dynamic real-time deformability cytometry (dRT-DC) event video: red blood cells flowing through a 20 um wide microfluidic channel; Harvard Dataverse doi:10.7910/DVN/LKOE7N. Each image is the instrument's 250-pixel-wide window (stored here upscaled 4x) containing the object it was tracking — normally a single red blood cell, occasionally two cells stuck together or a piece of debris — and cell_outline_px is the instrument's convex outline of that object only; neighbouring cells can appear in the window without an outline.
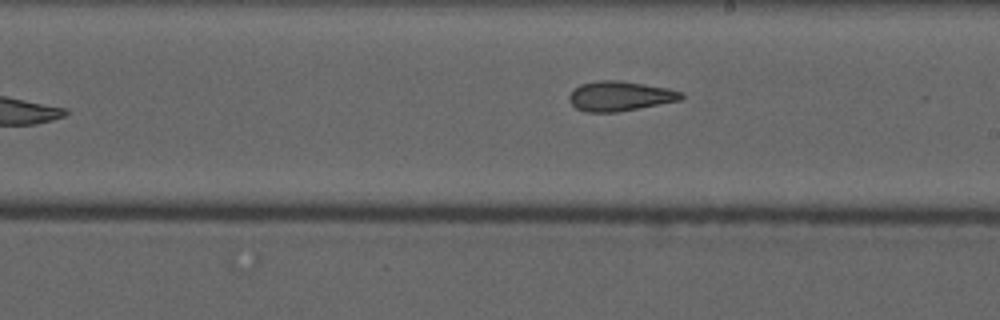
{"species": "common noctule bat (a hibernating species)", "species_latin": "Nyctalus noctula", "temperature_condition": "cold", "stored_images_in_passage": 8, "camera_frame_rate_fps": 3000, "um_per_image_px": 0.085, "animal": {"sex": "male", "forearm_length_mm": 52.5}, "frame": {"image": 1, "passage_image": 8, "time_ms": 8.333, "image_size_px": [1000, 320], "cell_outline_px": [[684, 96], [680, 100], [616, 112], [584, 112], [576, 108], [568, 100], [568, 96], [580, 84], [600, 80], [620, 80], [668, 88], [684, 92]], "centroid_in_image_um": [52.69, 8.16], "position_along_channel_um": 236.3, "area_um2": 19.36}}